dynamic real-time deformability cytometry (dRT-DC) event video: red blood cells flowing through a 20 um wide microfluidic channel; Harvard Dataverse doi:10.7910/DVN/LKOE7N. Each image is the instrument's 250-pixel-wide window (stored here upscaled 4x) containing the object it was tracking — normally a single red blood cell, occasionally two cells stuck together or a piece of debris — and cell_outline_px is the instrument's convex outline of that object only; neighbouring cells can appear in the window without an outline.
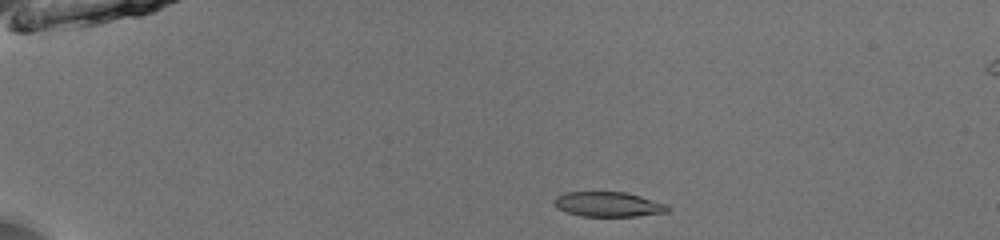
{"species": "common noctule bat (a hibernating species)", "species_latin": "Nyctalus noctula", "temperature_condition": "room temperature", "stored_images_in_passage": 41, "camera_frame_rate_fps": 3000, "um_per_image_px": 0.085, "animal": {"sex": "male", "body_mass_g": 13.0, "forearm_length_mm": 53.1}, "frame": {"image": 1, "passage_image": 1, "time_ms": 0.0, "image_size_px": [1000, 240], "cell_outline_px": [[672, 208], [668, 212], [636, 216], [580, 216], [568, 212], [560, 208], [552, 200], [556, 196], [564, 192], [624, 192], [640, 196], [668, 204]], "centroid_in_image_um": [51.75, 17.36], "position_along_channel_um": 33.3, "area_um2": 16.42}}
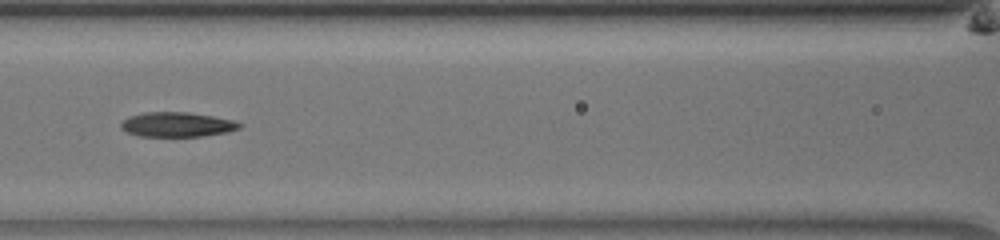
{"frame": {"image": 2, "passage_image": 15, "time_ms": 4.667, "image_size_px": [1000, 240], "cell_outline_px": [[244, 124], [240, 128], [228, 132], [204, 136], [140, 136], [128, 132], [120, 128], [120, 124], [128, 116], [144, 112], [188, 112], [212, 116], [232, 120]], "centroid_in_image_um": [15.06, 10.58], "position_along_channel_um": 151.5, "area_um2": 17.05}}
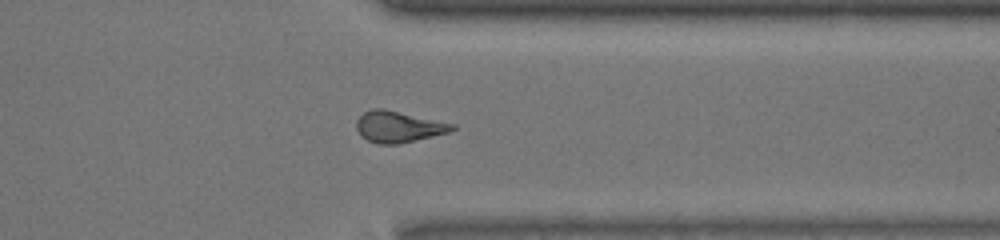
{"frame": {"image": 3, "passage_image": 32, "time_ms": 10.333, "image_size_px": [1000, 240], "cell_outline_px": [[456, 128], [448, 132], [400, 144], [380, 144], [368, 140], [356, 128], [356, 120], [364, 112], [372, 108], [384, 108], [456, 124]], "centroid_in_image_um": [33.88, 10.76], "position_along_channel_um": 377.5, "area_um2": 17.34}}